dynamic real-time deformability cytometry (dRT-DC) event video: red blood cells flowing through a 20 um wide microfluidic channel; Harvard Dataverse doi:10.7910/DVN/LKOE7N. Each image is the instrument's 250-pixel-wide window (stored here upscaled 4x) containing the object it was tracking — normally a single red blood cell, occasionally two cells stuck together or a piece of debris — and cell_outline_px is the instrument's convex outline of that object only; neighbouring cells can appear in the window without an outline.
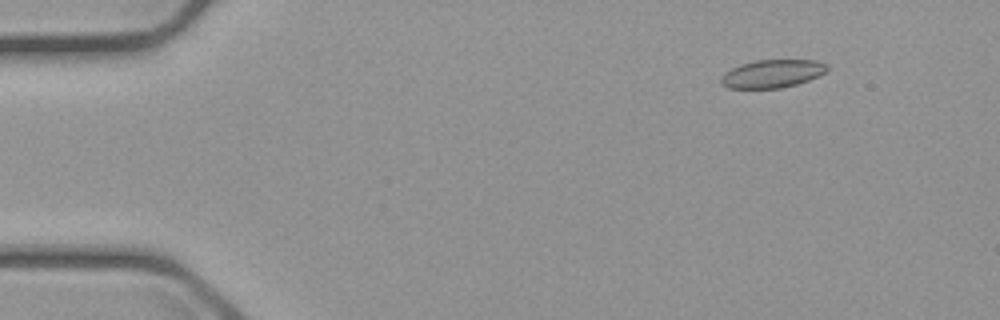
{"species": "common noctule bat (a hibernating species)", "species_latin": "Nyctalus noctula", "temperature_condition": "cold", "stored_images_in_passage": 56, "camera_frame_rate_fps": 3000, "um_per_image_px": 0.085, "animal": {"sex": "male", "body_mass_g": 23.1, "forearm_length_mm": 52.7}, "frame": {"image": 1, "passage_image": 7, "time_ms": 2.0, "image_size_px": [1000, 320], "cell_outline_px": [[828, 68], [824, 72], [808, 80], [796, 84], [780, 88], [728, 88], [720, 80], [724, 72], [740, 64], [756, 60], [816, 60], [828, 64]], "centroid_in_image_um": [65.63, 6.25], "position_along_channel_um": 19.4, "area_um2": 17.17}}
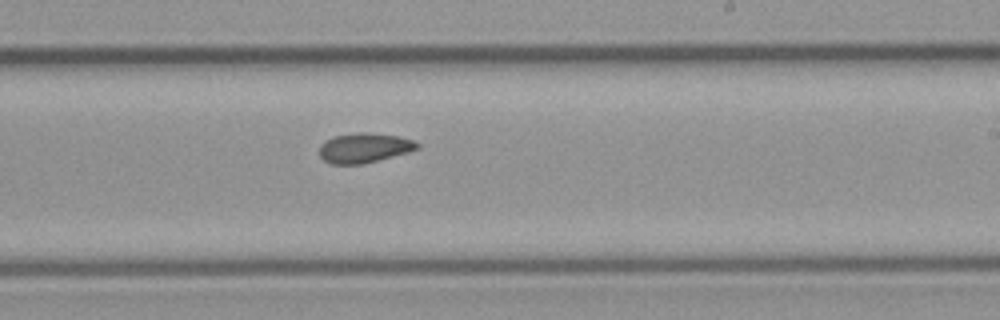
{"frame": {"image": 2, "passage_image": 34, "time_ms": 11.0, "image_size_px": [1000, 320], "cell_outline_px": [[420, 148], [408, 152], [364, 164], [332, 164], [324, 160], [320, 156], [320, 144], [332, 136], [360, 132], [368, 132], [400, 136], [412, 140], [420, 144]], "centroid_in_image_um": [30.97, 12.56], "position_along_channel_um": 258.0, "area_um2": 17.05}}
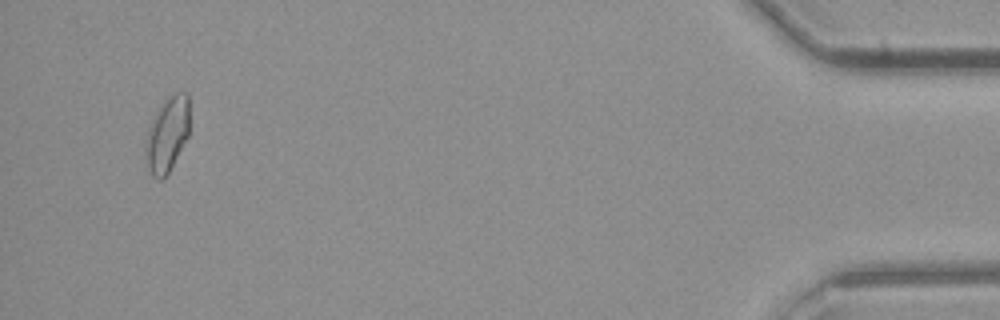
{"frame": {"image": 3, "passage_image": 54, "time_ms": 17.667, "image_size_px": [1000, 320], "cell_outline_px": [[188, 136], [168, 172], [160, 180], [156, 180], [152, 176], [148, 168], [144, 144], [148, 128], [152, 116], [164, 100], [168, 96], [176, 92], [188, 92]], "centroid_in_image_um": [14.18, 11.39], "position_along_channel_um": 421.0, "area_um2": 19.19}, "authors_computed_cell_mechanics": {"area_um2": 17.2244, "velocity_mm_per_s": 3.683, "shape_relaxation_time_tau1_ms": null, "shape_relaxation_time_tau2_ms": 5.0532, "deformation_change_tau1": null, "deformation_change_tau2": 0.0787}}